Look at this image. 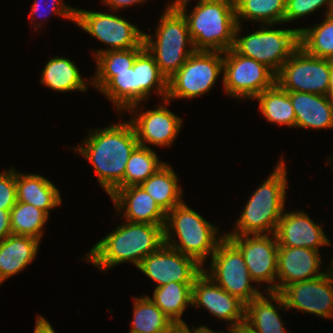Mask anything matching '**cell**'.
<instances>
[{
  "label": "cell",
  "mask_w": 333,
  "mask_h": 333,
  "mask_svg": "<svg viewBox=\"0 0 333 333\" xmlns=\"http://www.w3.org/2000/svg\"><path fill=\"white\" fill-rule=\"evenodd\" d=\"M89 134L77 152L91 162L98 182L111 197L120 188L129 157L139 145L134 127L129 121Z\"/></svg>",
  "instance_id": "1"
},
{
  "label": "cell",
  "mask_w": 333,
  "mask_h": 333,
  "mask_svg": "<svg viewBox=\"0 0 333 333\" xmlns=\"http://www.w3.org/2000/svg\"><path fill=\"white\" fill-rule=\"evenodd\" d=\"M125 222L91 248L88 262L101 270L126 261L138 267L145 257L165 243L164 225Z\"/></svg>",
  "instance_id": "2"
},
{
  "label": "cell",
  "mask_w": 333,
  "mask_h": 333,
  "mask_svg": "<svg viewBox=\"0 0 333 333\" xmlns=\"http://www.w3.org/2000/svg\"><path fill=\"white\" fill-rule=\"evenodd\" d=\"M285 168L284 162L280 160L275 170L251 195L237 220L235 231L225 235L275 234L285 207Z\"/></svg>",
  "instance_id": "3"
},
{
  "label": "cell",
  "mask_w": 333,
  "mask_h": 333,
  "mask_svg": "<svg viewBox=\"0 0 333 333\" xmlns=\"http://www.w3.org/2000/svg\"><path fill=\"white\" fill-rule=\"evenodd\" d=\"M187 1L176 8L183 14L196 50L225 52L233 47L236 13L230 7L199 0L193 11L186 15Z\"/></svg>",
  "instance_id": "4"
},
{
  "label": "cell",
  "mask_w": 333,
  "mask_h": 333,
  "mask_svg": "<svg viewBox=\"0 0 333 333\" xmlns=\"http://www.w3.org/2000/svg\"><path fill=\"white\" fill-rule=\"evenodd\" d=\"M172 233L177 234L179 244L171 241ZM216 234H218L217 227L206 221L184 202L166 213L165 244L194 258L202 266L206 262V257L210 252L211 256L213 255L218 243L224 237L222 235L218 238Z\"/></svg>",
  "instance_id": "5"
},
{
  "label": "cell",
  "mask_w": 333,
  "mask_h": 333,
  "mask_svg": "<svg viewBox=\"0 0 333 333\" xmlns=\"http://www.w3.org/2000/svg\"><path fill=\"white\" fill-rule=\"evenodd\" d=\"M157 27L155 41L154 35L144 33V46L168 80L196 49L186 19L176 7H166ZM187 44L192 47L185 49Z\"/></svg>",
  "instance_id": "6"
},
{
  "label": "cell",
  "mask_w": 333,
  "mask_h": 333,
  "mask_svg": "<svg viewBox=\"0 0 333 333\" xmlns=\"http://www.w3.org/2000/svg\"><path fill=\"white\" fill-rule=\"evenodd\" d=\"M241 30L237 24L232 49L243 56L264 64L275 74L300 46L298 29H267L262 26L247 36L238 38Z\"/></svg>",
  "instance_id": "7"
},
{
  "label": "cell",
  "mask_w": 333,
  "mask_h": 333,
  "mask_svg": "<svg viewBox=\"0 0 333 333\" xmlns=\"http://www.w3.org/2000/svg\"><path fill=\"white\" fill-rule=\"evenodd\" d=\"M221 51L196 50L168 79L167 104L173 98H192L210 91L223 70Z\"/></svg>",
  "instance_id": "8"
},
{
  "label": "cell",
  "mask_w": 333,
  "mask_h": 333,
  "mask_svg": "<svg viewBox=\"0 0 333 333\" xmlns=\"http://www.w3.org/2000/svg\"><path fill=\"white\" fill-rule=\"evenodd\" d=\"M211 257L210 273L203 271L230 295L247 304L262 294L251 286L253 280L242 253L225 235Z\"/></svg>",
  "instance_id": "9"
},
{
  "label": "cell",
  "mask_w": 333,
  "mask_h": 333,
  "mask_svg": "<svg viewBox=\"0 0 333 333\" xmlns=\"http://www.w3.org/2000/svg\"><path fill=\"white\" fill-rule=\"evenodd\" d=\"M329 59L308 54L300 46L276 74V84L287 92L329 96Z\"/></svg>",
  "instance_id": "10"
},
{
  "label": "cell",
  "mask_w": 333,
  "mask_h": 333,
  "mask_svg": "<svg viewBox=\"0 0 333 333\" xmlns=\"http://www.w3.org/2000/svg\"><path fill=\"white\" fill-rule=\"evenodd\" d=\"M223 54V85L227 95L254 99L276 84V74L264 64L232 48Z\"/></svg>",
  "instance_id": "11"
},
{
  "label": "cell",
  "mask_w": 333,
  "mask_h": 333,
  "mask_svg": "<svg viewBox=\"0 0 333 333\" xmlns=\"http://www.w3.org/2000/svg\"><path fill=\"white\" fill-rule=\"evenodd\" d=\"M75 23L84 31L109 45L106 50H98L101 54L107 50H126L139 47L144 42V32L130 24L122 17L102 12L76 9Z\"/></svg>",
  "instance_id": "12"
},
{
  "label": "cell",
  "mask_w": 333,
  "mask_h": 333,
  "mask_svg": "<svg viewBox=\"0 0 333 333\" xmlns=\"http://www.w3.org/2000/svg\"><path fill=\"white\" fill-rule=\"evenodd\" d=\"M275 302L279 309L293 308L333 319V279L327 271L318 278L293 283L275 292Z\"/></svg>",
  "instance_id": "13"
},
{
  "label": "cell",
  "mask_w": 333,
  "mask_h": 333,
  "mask_svg": "<svg viewBox=\"0 0 333 333\" xmlns=\"http://www.w3.org/2000/svg\"><path fill=\"white\" fill-rule=\"evenodd\" d=\"M273 235V236H272ZM242 253L253 282L270 283L267 292H276L278 242L275 234L225 235Z\"/></svg>",
  "instance_id": "14"
},
{
  "label": "cell",
  "mask_w": 333,
  "mask_h": 333,
  "mask_svg": "<svg viewBox=\"0 0 333 333\" xmlns=\"http://www.w3.org/2000/svg\"><path fill=\"white\" fill-rule=\"evenodd\" d=\"M137 268L158 283L156 287L170 282H194L203 271L202 265L194 258L176 251L165 243L145 257Z\"/></svg>",
  "instance_id": "15"
},
{
  "label": "cell",
  "mask_w": 333,
  "mask_h": 333,
  "mask_svg": "<svg viewBox=\"0 0 333 333\" xmlns=\"http://www.w3.org/2000/svg\"><path fill=\"white\" fill-rule=\"evenodd\" d=\"M192 305L203 306L210 314L232 323L229 331L245 323L246 304L217 285L204 271L192 286Z\"/></svg>",
  "instance_id": "16"
},
{
  "label": "cell",
  "mask_w": 333,
  "mask_h": 333,
  "mask_svg": "<svg viewBox=\"0 0 333 333\" xmlns=\"http://www.w3.org/2000/svg\"><path fill=\"white\" fill-rule=\"evenodd\" d=\"M319 251L310 248L278 246L276 292L296 282L308 281L325 274L319 271ZM321 272V273H320Z\"/></svg>",
  "instance_id": "17"
},
{
  "label": "cell",
  "mask_w": 333,
  "mask_h": 333,
  "mask_svg": "<svg viewBox=\"0 0 333 333\" xmlns=\"http://www.w3.org/2000/svg\"><path fill=\"white\" fill-rule=\"evenodd\" d=\"M130 120L138 144L147 147L146 142L157 146H169L173 143L181 128L182 119L162 105L155 110L136 113Z\"/></svg>",
  "instance_id": "18"
},
{
  "label": "cell",
  "mask_w": 333,
  "mask_h": 333,
  "mask_svg": "<svg viewBox=\"0 0 333 333\" xmlns=\"http://www.w3.org/2000/svg\"><path fill=\"white\" fill-rule=\"evenodd\" d=\"M278 246L301 247L319 250L329 245L321 226L315 224L303 211L283 213L275 232Z\"/></svg>",
  "instance_id": "19"
},
{
  "label": "cell",
  "mask_w": 333,
  "mask_h": 333,
  "mask_svg": "<svg viewBox=\"0 0 333 333\" xmlns=\"http://www.w3.org/2000/svg\"><path fill=\"white\" fill-rule=\"evenodd\" d=\"M111 199L118 213L125 208L128 222L165 225L166 213L140 185L119 188Z\"/></svg>",
  "instance_id": "20"
},
{
  "label": "cell",
  "mask_w": 333,
  "mask_h": 333,
  "mask_svg": "<svg viewBox=\"0 0 333 333\" xmlns=\"http://www.w3.org/2000/svg\"><path fill=\"white\" fill-rule=\"evenodd\" d=\"M299 128H332L333 109L329 96L306 92H288Z\"/></svg>",
  "instance_id": "21"
},
{
  "label": "cell",
  "mask_w": 333,
  "mask_h": 333,
  "mask_svg": "<svg viewBox=\"0 0 333 333\" xmlns=\"http://www.w3.org/2000/svg\"><path fill=\"white\" fill-rule=\"evenodd\" d=\"M39 243L37 238L16 234L0 241V284L20 273L36 258Z\"/></svg>",
  "instance_id": "22"
},
{
  "label": "cell",
  "mask_w": 333,
  "mask_h": 333,
  "mask_svg": "<svg viewBox=\"0 0 333 333\" xmlns=\"http://www.w3.org/2000/svg\"><path fill=\"white\" fill-rule=\"evenodd\" d=\"M17 201L31 204L49 215L50 209L61 204L59 189L45 177L20 174L16 171Z\"/></svg>",
  "instance_id": "23"
},
{
  "label": "cell",
  "mask_w": 333,
  "mask_h": 333,
  "mask_svg": "<svg viewBox=\"0 0 333 333\" xmlns=\"http://www.w3.org/2000/svg\"><path fill=\"white\" fill-rule=\"evenodd\" d=\"M136 78V105L128 111L134 112L140 101L147 99L150 91L156 87L157 93L165 100L167 97L168 80L161 73L153 56L144 48L133 63ZM136 107V108H135Z\"/></svg>",
  "instance_id": "24"
},
{
  "label": "cell",
  "mask_w": 333,
  "mask_h": 333,
  "mask_svg": "<svg viewBox=\"0 0 333 333\" xmlns=\"http://www.w3.org/2000/svg\"><path fill=\"white\" fill-rule=\"evenodd\" d=\"M177 182L176 173L170 165L165 163L140 186L167 213L183 202L181 200L183 192Z\"/></svg>",
  "instance_id": "25"
},
{
  "label": "cell",
  "mask_w": 333,
  "mask_h": 333,
  "mask_svg": "<svg viewBox=\"0 0 333 333\" xmlns=\"http://www.w3.org/2000/svg\"><path fill=\"white\" fill-rule=\"evenodd\" d=\"M194 282H170L156 287L151 300L176 325L186 324L180 317L186 306L192 305V286Z\"/></svg>",
  "instance_id": "26"
},
{
  "label": "cell",
  "mask_w": 333,
  "mask_h": 333,
  "mask_svg": "<svg viewBox=\"0 0 333 333\" xmlns=\"http://www.w3.org/2000/svg\"><path fill=\"white\" fill-rule=\"evenodd\" d=\"M246 304L245 324L256 333H285L286 329L275 306V292H266Z\"/></svg>",
  "instance_id": "27"
},
{
  "label": "cell",
  "mask_w": 333,
  "mask_h": 333,
  "mask_svg": "<svg viewBox=\"0 0 333 333\" xmlns=\"http://www.w3.org/2000/svg\"><path fill=\"white\" fill-rule=\"evenodd\" d=\"M41 76V83L58 92L87 90L86 82L83 81L79 69L67 58H51Z\"/></svg>",
  "instance_id": "28"
},
{
  "label": "cell",
  "mask_w": 333,
  "mask_h": 333,
  "mask_svg": "<svg viewBox=\"0 0 333 333\" xmlns=\"http://www.w3.org/2000/svg\"><path fill=\"white\" fill-rule=\"evenodd\" d=\"M133 311L129 333H171L176 325L149 296L136 297Z\"/></svg>",
  "instance_id": "29"
},
{
  "label": "cell",
  "mask_w": 333,
  "mask_h": 333,
  "mask_svg": "<svg viewBox=\"0 0 333 333\" xmlns=\"http://www.w3.org/2000/svg\"><path fill=\"white\" fill-rule=\"evenodd\" d=\"M145 48L144 42L136 48L126 50H107L96 54L97 70L92 84L101 90L114 76L115 72H123L133 66L137 55Z\"/></svg>",
  "instance_id": "30"
},
{
  "label": "cell",
  "mask_w": 333,
  "mask_h": 333,
  "mask_svg": "<svg viewBox=\"0 0 333 333\" xmlns=\"http://www.w3.org/2000/svg\"><path fill=\"white\" fill-rule=\"evenodd\" d=\"M256 99L259 101L261 114L267 121L295 127V112L287 91L275 84L260 93Z\"/></svg>",
  "instance_id": "31"
},
{
  "label": "cell",
  "mask_w": 333,
  "mask_h": 333,
  "mask_svg": "<svg viewBox=\"0 0 333 333\" xmlns=\"http://www.w3.org/2000/svg\"><path fill=\"white\" fill-rule=\"evenodd\" d=\"M300 47L318 58H333V13L325 15L321 24L298 28Z\"/></svg>",
  "instance_id": "32"
},
{
  "label": "cell",
  "mask_w": 333,
  "mask_h": 333,
  "mask_svg": "<svg viewBox=\"0 0 333 333\" xmlns=\"http://www.w3.org/2000/svg\"><path fill=\"white\" fill-rule=\"evenodd\" d=\"M164 164L148 146L138 145L129 157L120 188L141 185Z\"/></svg>",
  "instance_id": "33"
},
{
  "label": "cell",
  "mask_w": 333,
  "mask_h": 333,
  "mask_svg": "<svg viewBox=\"0 0 333 333\" xmlns=\"http://www.w3.org/2000/svg\"><path fill=\"white\" fill-rule=\"evenodd\" d=\"M48 214L31 204L17 201L10 210L11 232L41 240Z\"/></svg>",
  "instance_id": "34"
},
{
  "label": "cell",
  "mask_w": 333,
  "mask_h": 333,
  "mask_svg": "<svg viewBox=\"0 0 333 333\" xmlns=\"http://www.w3.org/2000/svg\"><path fill=\"white\" fill-rule=\"evenodd\" d=\"M286 0H242L240 7L235 11L236 23L242 19L261 21L272 25L284 22Z\"/></svg>",
  "instance_id": "35"
},
{
  "label": "cell",
  "mask_w": 333,
  "mask_h": 333,
  "mask_svg": "<svg viewBox=\"0 0 333 333\" xmlns=\"http://www.w3.org/2000/svg\"><path fill=\"white\" fill-rule=\"evenodd\" d=\"M119 111L136 105V78L133 66L115 76L100 90Z\"/></svg>",
  "instance_id": "36"
},
{
  "label": "cell",
  "mask_w": 333,
  "mask_h": 333,
  "mask_svg": "<svg viewBox=\"0 0 333 333\" xmlns=\"http://www.w3.org/2000/svg\"><path fill=\"white\" fill-rule=\"evenodd\" d=\"M325 3L328 5L327 12H325L326 15L331 14L333 0H286L284 22H289L317 11Z\"/></svg>",
  "instance_id": "37"
},
{
  "label": "cell",
  "mask_w": 333,
  "mask_h": 333,
  "mask_svg": "<svg viewBox=\"0 0 333 333\" xmlns=\"http://www.w3.org/2000/svg\"><path fill=\"white\" fill-rule=\"evenodd\" d=\"M16 202V171L12 168L0 173V209L11 210Z\"/></svg>",
  "instance_id": "38"
},
{
  "label": "cell",
  "mask_w": 333,
  "mask_h": 333,
  "mask_svg": "<svg viewBox=\"0 0 333 333\" xmlns=\"http://www.w3.org/2000/svg\"><path fill=\"white\" fill-rule=\"evenodd\" d=\"M40 4H41L40 0H35L33 2L31 12H30V16L31 17L33 16L32 18L35 17L34 16L35 14L38 15V17H41V15H42L41 12L42 11L40 12V10H39L40 9ZM47 7L50 8V9H48L49 12L51 10L52 13L54 12L56 15L58 14L60 16H63L65 18L75 22L76 8H73V7H70V6L66 5L61 0H52V4L51 5L47 4Z\"/></svg>",
  "instance_id": "39"
},
{
  "label": "cell",
  "mask_w": 333,
  "mask_h": 333,
  "mask_svg": "<svg viewBox=\"0 0 333 333\" xmlns=\"http://www.w3.org/2000/svg\"><path fill=\"white\" fill-rule=\"evenodd\" d=\"M11 232L10 210L0 209V241L7 238Z\"/></svg>",
  "instance_id": "40"
},
{
  "label": "cell",
  "mask_w": 333,
  "mask_h": 333,
  "mask_svg": "<svg viewBox=\"0 0 333 333\" xmlns=\"http://www.w3.org/2000/svg\"><path fill=\"white\" fill-rule=\"evenodd\" d=\"M102 1H103V3H105V5L106 4L109 5V7L111 8V11H112L113 9L118 10L119 8L127 7L128 5L129 6H131L133 4L138 5V3L140 4L146 0H102Z\"/></svg>",
  "instance_id": "41"
},
{
  "label": "cell",
  "mask_w": 333,
  "mask_h": 333,
  "mask_svg": "<svg viewBox=\"0 0 333 333\" xmlns=\"http://www.w3.org/2000/svg\"><path fill=\"white\" fill-rule=\"evenodd\" d=\"M34 333H56L50 323L42 316H38Z\"/></svg>",
  "instance_id": "42"
},
{
  "label": "cell",
  "mask_w": 333,
  "mask_h": 333,
  "mask_svg": "<svg viewBox=\"0 0 333 333\" xmlns=\"http://www.w3.org/2000/svg\"><path fill=\"white\" fill-rule=\"evenodd\" d=\"M171 333H201V326L191 331L187 324L175 325Z\"/></svg>",
  "instance_id": "43"
},
{
  "label": "cell",
  "mask_w": 333,
  "mask_h": 333,
  "mask_svg": "<svg viewBox=\"0 0 333 333\" xmlns=\"http://www.w3.org/2000/svg\"><path fill=\"white\" fill-rule=\"evenodd\" d=\"M209 1L226 5L231 9H233L234 11H236L240 7L242 2V0H209Z\"/></svg>",
  "instance_id": "44"
},
{
  "label": "cell",
  "mask_w": 333,
  "mask_h": 333,
  "mask_svg": "<svg viewBox=\"0 0 333 333\" xmlns=\"http://www.w3.org/2000/svg\"><path fill=\"white\" fill-rule=\"evenodd\" d=\"M329 69H330L329 96H333V58L329 59Z\"/></svg>",
  "instance_id": "45"
},
{
  "label": "cell",
  "mask_w": 333,
  "mask_h": 333,
  "mask_svg": "<svg viewBox=\"0 0 333 333\" xmlns=\"http://www.w3.org/2000/svg\"><path fill=\"white\" fill-rule=\"evenodd\" d=\"M232 333H256V332H254L245 323H243L240 324L236 329H234Z\"/></svg>",
  "instance_id": "46"
},
{
  "label": "cell",
  "mask_w": 333,
  "mask_h": 333,
  "mask_svg": "<svg viewBox=\"0 0 333 333\" xmlns=\"http://www.w3.org/2000/svg\"><path fill=\"white\" fill-rule=\"evenodd\" d=\"M228 333H232V331L227 330ZM201 333H222V332H215L211 329H209L208 327L205 326H201Z\"/></svg>",
  "instance_id": "47"
},
{
  "label": "cell",
  "mask_w": 333,
  "mask_h": 333,
  "mask_svg": "<svg viewBox=\"0 0 333 333\" xmlns=\"http://www.w3.org/2000/svg\"><path fill=\"white\" fill-rule=\"evenodd\" d=\"M185 1L188 2V0H174V3L172 2V3L168 4V7H176L177 5H179Z\"/></svg>",
  "instance_id": "48"
},
{
  "label": "cell",
  "mask_w": 333,
  "mask_h": 333,
  "mask_svg": "<svg viewBox=\"0 0 333 333\" xmlns=\"http://www.w3.org/2000/svg\"><path fill=\"white\" fill-rule=\"evenodd\" d=\"M331 260H332V262H331L332 269L331 268H330V270L328 269V272H329V274L331 275V277L333 279V271H331V270H333V259H331Z\"/></svg>",
  "instance_id": "49"
},
{
  "label": "cell",
  "mask_w": 333,
  "mask_h": 333,
  "mask_svg": "<svg viewBox=\"0 0 333 333\" xmlns=\"http://www.w3.org/2000/svg\"><path fill=\"white\" fill-rule=\"evenodd\" d=\"M330 97V100H331V103H332V109H333V96H329Z\"/></svg>",
  "instance_id": "50"
}]
</instances>
